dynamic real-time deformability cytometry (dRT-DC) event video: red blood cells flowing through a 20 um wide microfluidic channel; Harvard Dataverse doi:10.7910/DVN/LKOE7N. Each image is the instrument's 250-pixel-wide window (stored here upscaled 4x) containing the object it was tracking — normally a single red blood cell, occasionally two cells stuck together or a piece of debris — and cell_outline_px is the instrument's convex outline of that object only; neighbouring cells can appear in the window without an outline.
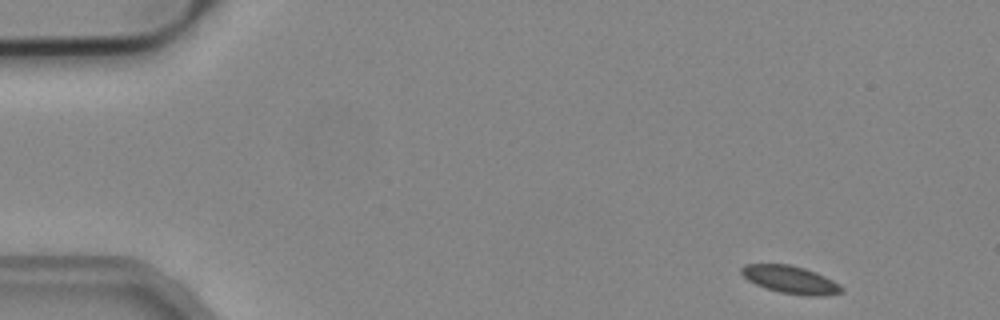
{"species": "common noctule bat (a hibernating species)", "species_latin": "Nyctalus noctula", "temperature_condition": "cold", "stored_images_in_passage": 4, "camera_frame_rate_fps": 3000, "um_per_image_px": 0.085, "animal": {"sex": "male", "body_mass_g": 19.2, "forearm_length_mm": 51.8}, "frame": {"image": 1, "passage_image": 1, "time_ms": 0.0, "image_size_px": [1000, 320], "cell_outline_px": [[844, 292], [820, 296], [804, 296], [780, 292], [756, 284], [748, 280], [740, 272], [740, 268], [744, 264], [788, 264], [804, 268], [816, 272], [840, 284], [844, 288]], "centroid_in_image_um": [67.21, 23.77], "position_along_channel_um": 17.8, "area_um2": 16.13}}
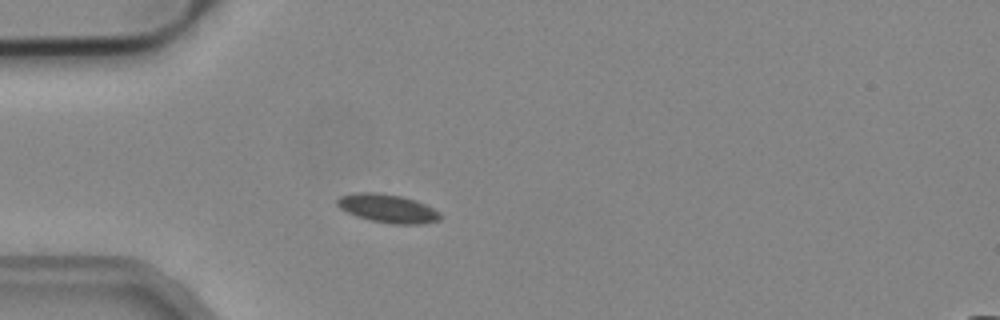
{"frame": {"image": 2, "passage_image": 4, "time_ms": 1.0, "image_size_px": [1000, 320], "cell_outline_px": [[440, 220], [420, 224], [392, 224], [372, 220], [356, 216], [340, 208], [336, 204], [336, 200], [340, 196], [356, 192], [380, 192], [400, 196], [416, 200], [440, 212]], "centroid_in_image_um": [32.93, 17.7], "position_along_channel_um": 52.1, "area_um2": 17.05}}